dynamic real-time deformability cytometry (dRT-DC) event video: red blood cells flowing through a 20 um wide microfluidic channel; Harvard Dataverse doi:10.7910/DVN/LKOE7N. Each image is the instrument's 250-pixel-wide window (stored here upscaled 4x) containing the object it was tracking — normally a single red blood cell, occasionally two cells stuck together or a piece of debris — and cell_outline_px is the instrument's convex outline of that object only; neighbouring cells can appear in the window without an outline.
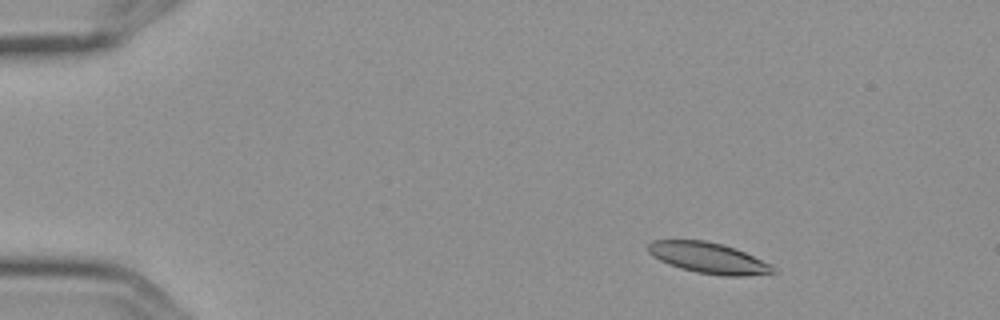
{"species": "Egyptian fruit bat (a non-hibernating species)", "species_latin": "Rousettus aegyptiacus", "temperature_condition": "cold", "stored_images_in_passage": 8, "camera_frame_rate_fps": 3000, "um_per_image_px": 0.085, "frame": {"image": 1, "passage_image": 2, "time_ms": 0.333, "image_size_px": [1000, 320], "cell_outline_px": [[776, 272], [748, 276], [724, 276], [696, 272], [680, 268], [668, 264], [652, 256], [648, 252], [648, 244], [652, 240], [704, 240], [720, 244], [744, 252], [772, 264]], "centroid_in_image_um": [60.2, 21.93], "position_along_channel_um": 24.8, "area_um2": 22.31}}
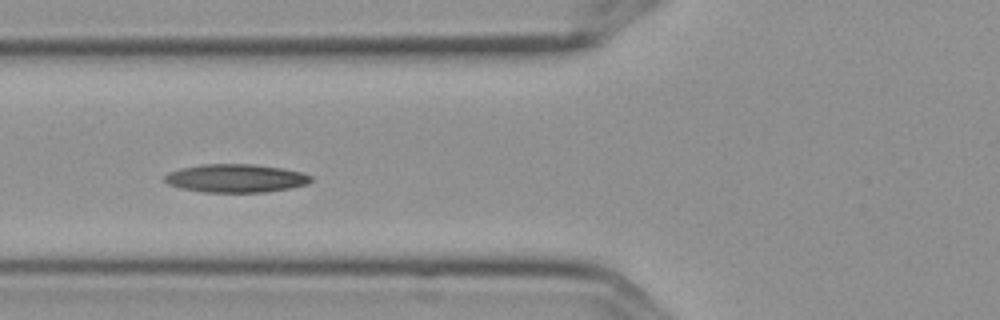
{"frame": {"image": 2, "passage_image": 6, "time_ms": 1.667, "image_size_px": [1000, 320], "cell_outline_px": [[312, 180], [308, 184], [288, 188], [264, 192], [204, 192], [180, 188], [168, 184], [164, 180], [164, 176], [168, 172], [180, 168], [200, 164], [252, 164], [280, 168], [300, 172], [312, 176]], "centroid_in_image_um": [20.0, 15.15], "position_along_channel_um": 105.8, "area_um2": 24.04}}
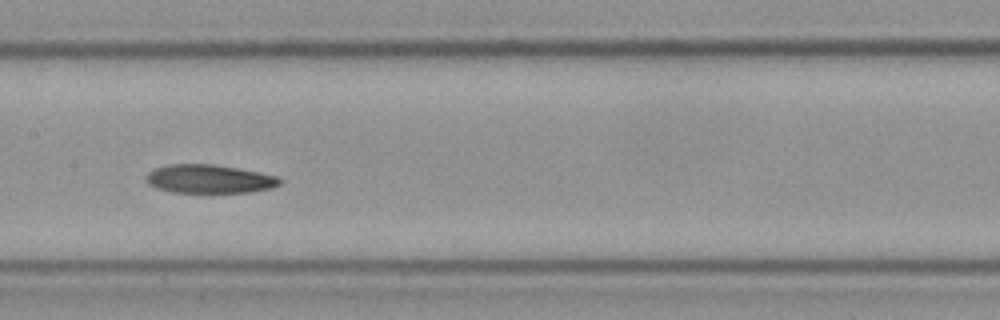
{"frame": {"image": 3, "passage_image": 8, "time_ms": 2.333, "image_size_px": [1000, 320], "cell_outline_px": [[280, 184], [272, 188], [252, 192], [172, 192], [156, 188], [148, 184], [144, 180], [148, 172], [156, 168], [168, 164], [212, 164], [260, 172], [280, 176]], "centroid_in_image_um": [17.78, 15.21], "position_along_channel_um": 189.6, "area_um2": 22.31}}